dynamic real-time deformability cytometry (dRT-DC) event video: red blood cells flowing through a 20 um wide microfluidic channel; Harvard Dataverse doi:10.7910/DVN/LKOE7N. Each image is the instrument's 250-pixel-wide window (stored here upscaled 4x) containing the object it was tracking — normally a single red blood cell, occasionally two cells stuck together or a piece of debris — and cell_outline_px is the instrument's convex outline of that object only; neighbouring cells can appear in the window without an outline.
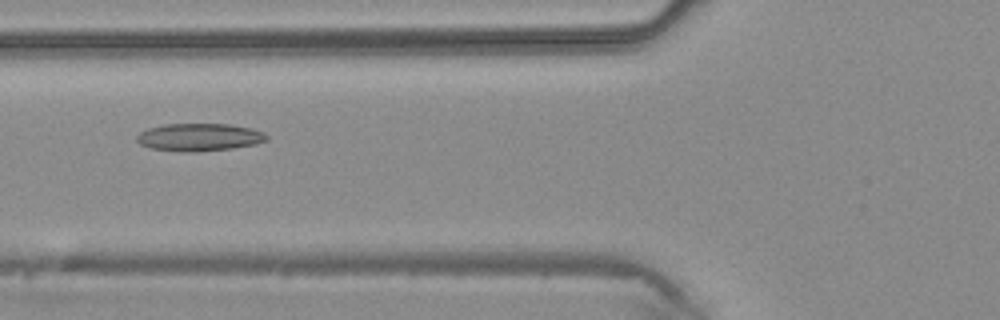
{"species": "common noctule bat (a hibernating species)", "species_latin": "Nyctalus noctula", "temperature_condition": "warm", "stored_images_in_passage": 32, "camera_frame_rate_fps": 3000, "um_per_image_px": 0.085, "animal": {"sex": "male", "body_mass_g": 20.4}, "frame": {"image": 1, "passage_image": 6, "time_ms": 1.667, "image_size_px": [1000, 320], "cell_outline_px": [[268, 140], [256, 144], [232, 148], [196, 152], [184, 152], [152, 148], [140, 144], [136, 140], [136, 136], [140, 132], [148, 128], [164, 124], [228, 124], [252, 128], [264, 132], [268, 136]], "centroid_in_image_um": [16.95, 11.66], "position_along_channel_um": 108.8, "area_um2": 20.98}}
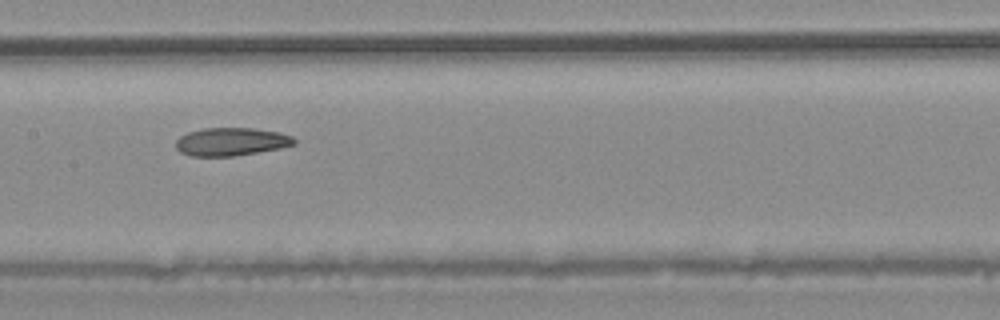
{"frame": {"image": 2, "passage_image": 11, "time_ms": 3.333, "image_size_px": [1000, 320], "cell_outline_px": [[296, 144], [280, 148], [236, 156], [192, 156], [180, 152], [176, 148], [176, 140], [180, 136], [188, 132], [204, 128], [252, 128], [280, 132], [292, 136], [296, 140]], "centroid_in_image_um": [19.66, 12.04], "position_along_channel_um": 187.7, "area_um2": 19.42}}
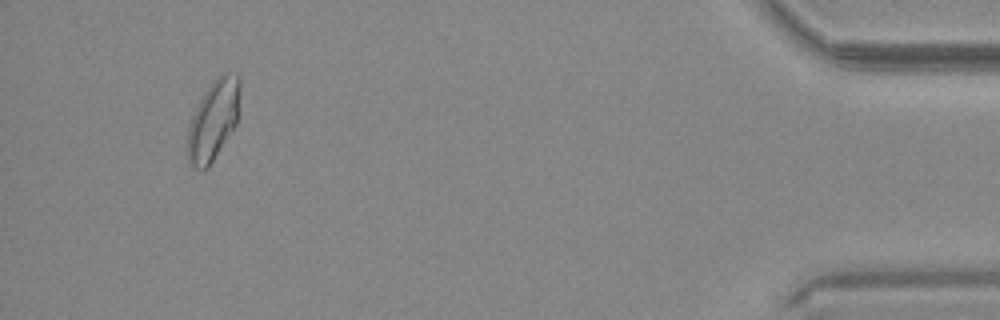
{"frame": {"image": 3, "passage_image": 30, "time_ms": 9.667, "image_size_px": [1000, 320], "cell_outline_px": [[240, 92], [236, 124], [208, 168], [196, 168], [188, 164], [184, 152], [188, 124], [204, 92], [224, 72], [236, 72], [240, 76]], "centroid_in_image_um": [18.09, 10.25], "position_along_channel_um": 417.1, "area_um2": 24.68}}